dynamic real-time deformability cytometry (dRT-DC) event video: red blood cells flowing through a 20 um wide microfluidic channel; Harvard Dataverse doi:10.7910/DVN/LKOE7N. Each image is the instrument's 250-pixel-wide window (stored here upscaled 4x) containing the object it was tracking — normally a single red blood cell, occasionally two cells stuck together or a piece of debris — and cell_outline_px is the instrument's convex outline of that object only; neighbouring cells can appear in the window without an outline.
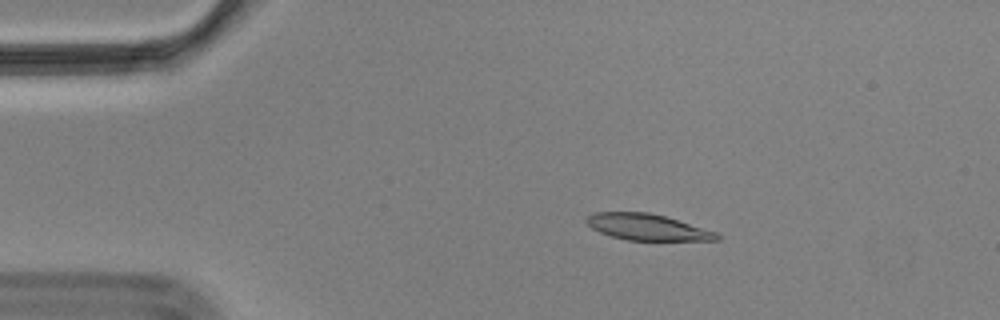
{"species": "Egyptian fruit bat (a non-hibernating species)", "species_latin": "Rousettus aegyptiacus", "temperature_condition": "cold", "stored_images_in_passage": 7, "camera_frame_rate_fps": 3000, "um_per_image_px": 0.085, "animal": {"sex": "male"}, "frame": {"image": 1, "passage_image": 1, "time_ms": 0.0, "image_size_px": [1000, 320], "cell_outline_px": [[720, 240], [628, 240], [612, 236], [600, 232], [592, 228], [584, 220], [588, 216], [596, 212], [648, 212], [664, 216], [716, 232], [720, 236]], "centroid_in_image_um": [54.99, 19.3], "position_along_channel_um": 30.0, "area_um2": 19.59}}